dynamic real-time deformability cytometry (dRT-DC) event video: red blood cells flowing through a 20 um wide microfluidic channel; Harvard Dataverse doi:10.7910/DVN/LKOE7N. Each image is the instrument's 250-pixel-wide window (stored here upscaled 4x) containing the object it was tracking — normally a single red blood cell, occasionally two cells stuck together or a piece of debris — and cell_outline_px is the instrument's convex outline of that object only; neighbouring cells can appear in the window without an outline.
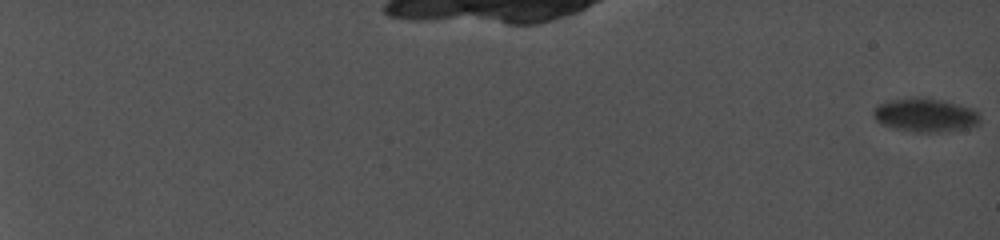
{"species": "common noctule bat (a hibernating species)", "species_latin": "Nyctalus noctula", "temperature_condition": "cold", "stored_images_in_passage": 120, "camera_frame_rate_fps": 5000, "um_per_image_px": 0.085, "animal": {"sex": "female", "body_mass_g": 19.0, "forearm_length_mm": 56.7}, "frame": {"image": 1, "passage_image": 1, "time_ms": 0.0, "image_size_px": [1000, 240], "cell_outline_px": [[980, 124], [968, 128], [940, 132], [912, 132], [896, 128], [884, 124], [876, 120], [872, 116], [872, 112], [876, 104], [892, 100], [940, 100], [972, 108], [980, 116]], "centroid_in_image_um": [78.66, 9.83], "position_along_channel_um": 6.3, "area_um2": 20.23}}
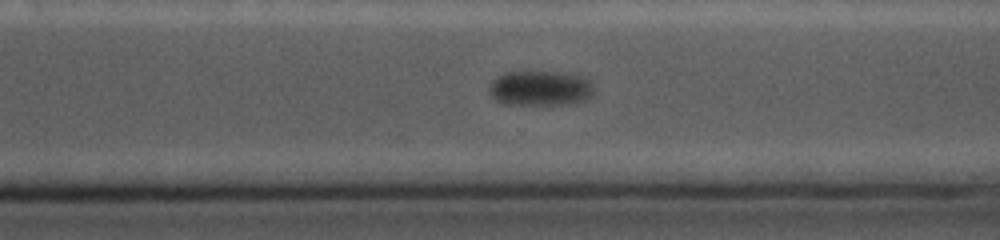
{"frame": {"image": 2, "passage_image": 111, "time_ms": 17.8, "image_size_px": [1000, 240], "cell_outline_px": [[596, 88], [592, 96], [584, 100], [568, 104], [504, 104], [496, 100], [488, 92], [488, 84], [496, 76], [504, 72], [568, 72], [584, 76]], "centroid_in_image_um": [45.93, 7.48], "position_along_channel_um": 324.7, "area_um2": 21.79}}
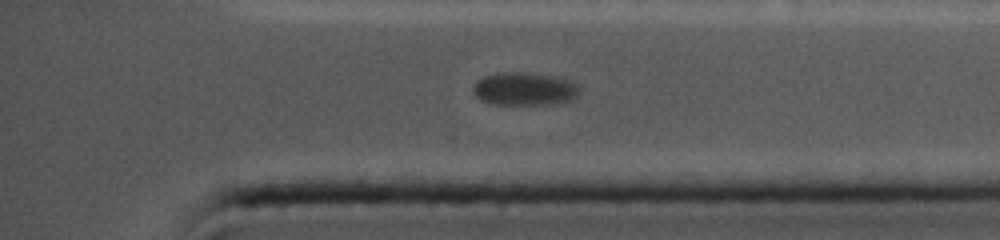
{"frame": {"image": 3, "passage_image": 120, "time_ms": 19.6, "image_size_px": [1000, 240], "cell_outline_px": [[580, 92], [576, 96], [568, 100], [548, 104], [492, 104], [480, 100], [472, 92], [472, 88], [476, 80], [484, 76], [496, 72], [524, 72], [552, 76], [568, 80], [576, 84], [580, 88]], "centroid_in_image_um": [44.51, 7.54], "position_along_channel_um": 390.7, "area_um2": 20.46}}